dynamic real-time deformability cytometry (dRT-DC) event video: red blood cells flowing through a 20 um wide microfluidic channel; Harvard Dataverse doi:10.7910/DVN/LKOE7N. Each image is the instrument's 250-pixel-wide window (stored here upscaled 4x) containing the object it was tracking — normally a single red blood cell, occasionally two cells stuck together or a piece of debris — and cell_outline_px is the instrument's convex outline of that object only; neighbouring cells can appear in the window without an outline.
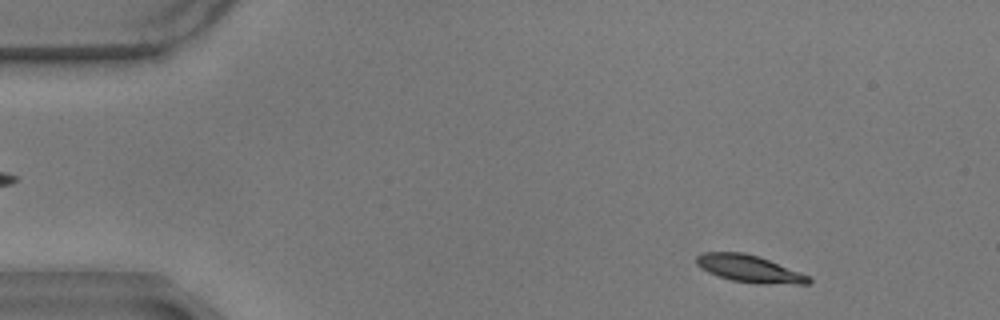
{"species": "common noctule bat (a hibernating species)", "species_latin": "Nyctalus noctula", "temperature_condition": "warm", "stored_images_in_passage": 11, "camera_frame_rate_fps": 3000, "um_per_image_px": 0.085, "animal": {"sex": "male", "body_mass_g": 17.9}, "frame": {"image": 1, "passage_image": 5, "time_ms": 1.333, "image_size_px": [1000, 320], "cell_outline_px": [[812, 280], [808, 284], [756, 284], [732, 280], [708, 272], [700, 268], [696, 264], [696, 256], [704, 252], [744, 252], [768, 260], [812, 276]], "centroid_in_image_um": [63.72, 22.85], "position_along_channel_um": 21.3, "area_um2": 17.8}}